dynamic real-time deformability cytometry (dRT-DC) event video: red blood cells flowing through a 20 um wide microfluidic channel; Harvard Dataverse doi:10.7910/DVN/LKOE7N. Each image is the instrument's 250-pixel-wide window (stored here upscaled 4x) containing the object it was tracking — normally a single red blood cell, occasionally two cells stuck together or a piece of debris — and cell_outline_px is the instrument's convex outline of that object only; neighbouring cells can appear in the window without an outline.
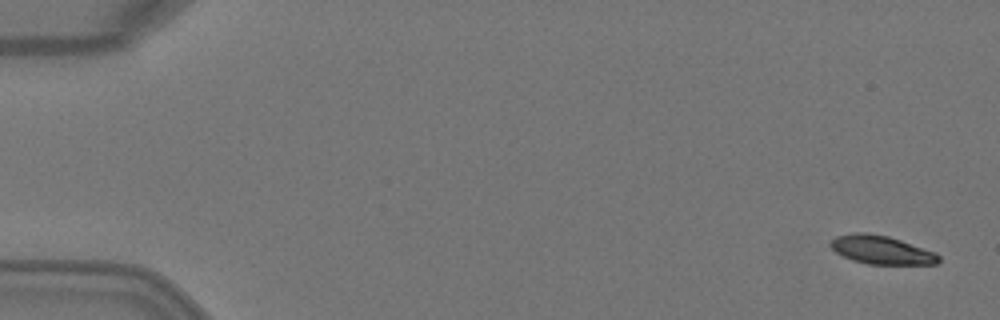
{"species": "Egyptian fruit bat (a non-hibernating species)", "species_latin": "Rousettus aegyptiacus", "temperature_condition": "warm", "stored_images_in_passage": 4, "camera_frame_rate_fps": 3000, "um_per_image_px": 0.085, "animal": {"sex": "female"}, "frame": {"image": 1, "passage_image": 1, "time_ms": 0.0, "image_size_px": [1000, 320], "cell_outline_px": [[940, 260], [936, 264], [868, 264], [852, 260], [836, 252], [828, 244], [836, 236], [852, 232], [864, 232], [888, 236], [936, 252], [940, 256]], "centroid_in_image_um": [74.91, 21.24], "position_along_channel_um": 10.1, "area_um2": 17.92}}
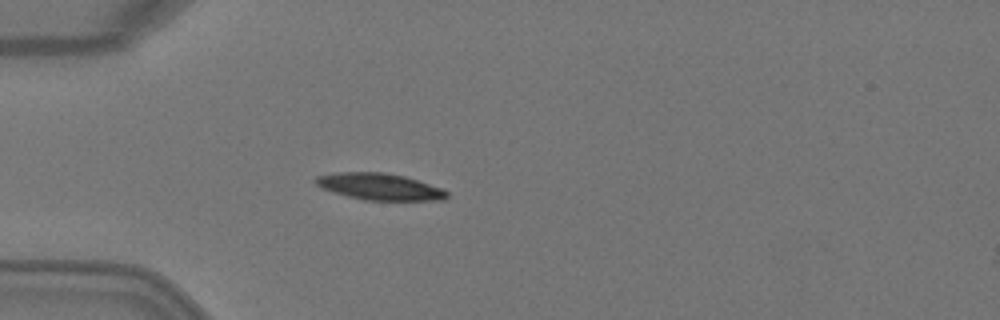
{"frame": {"image": 2, "passage_image": 4, "time_ms": 1.0, "image_size_px": [1000, 320], "cell_outline_px": [[448, 196], [444, 200], [364, 200], [332, 192], [320, 188], [312, 180], [316, 176], [336, 172], [384, 172], [404, 176], [444, 188], [448, 192]], "centroid_in_image_um": [32.25, 15.86], "position_along_channel_um": 52.8, "area_um2": 20.58}}